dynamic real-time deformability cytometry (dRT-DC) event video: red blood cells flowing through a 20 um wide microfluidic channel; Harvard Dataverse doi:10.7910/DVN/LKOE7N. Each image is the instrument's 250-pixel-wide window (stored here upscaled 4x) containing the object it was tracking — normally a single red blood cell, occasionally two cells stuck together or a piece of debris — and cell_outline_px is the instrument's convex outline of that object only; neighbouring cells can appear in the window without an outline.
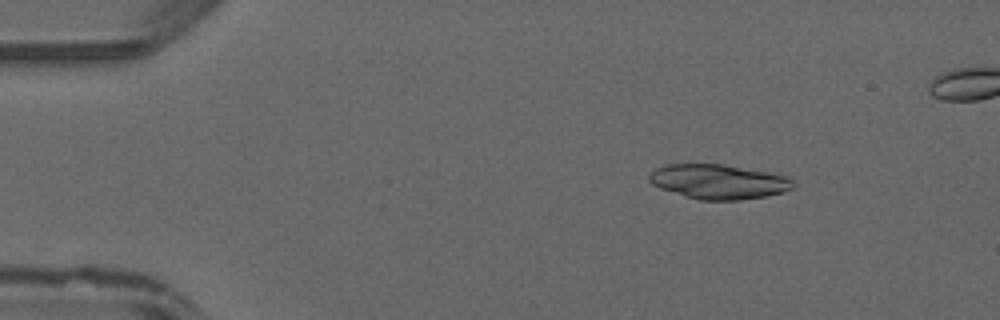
{"species": "common noctule bat (a hibernating species)", "species_latin": "Nyctalus noctula", "temperature_condition": "warm", "stored_images_in_passage": 39, "camera_frame_rate_fps": 3000, "um_per_image_px": 0.085, "animal": {"sex": "male", "forearm_length_mm": 52.5}, "frame": {"image": 1, "passage_image": 1, "time_ms": 0.0, "image_size_px": [1000, 320], "cell_outline_px": [[796, 184], [792, 188], [784, 192], [764, 196], [740, 200], [700, 200], [660, 188], [652, 184], [648, 180], [648, 176], [656, 168], [664, 164], [720, 164], [788, 176]], "centroid_in_image_um": [61.07, 15.44], "position_along_channel_um": 23.9, "area_um2": 28.78}}